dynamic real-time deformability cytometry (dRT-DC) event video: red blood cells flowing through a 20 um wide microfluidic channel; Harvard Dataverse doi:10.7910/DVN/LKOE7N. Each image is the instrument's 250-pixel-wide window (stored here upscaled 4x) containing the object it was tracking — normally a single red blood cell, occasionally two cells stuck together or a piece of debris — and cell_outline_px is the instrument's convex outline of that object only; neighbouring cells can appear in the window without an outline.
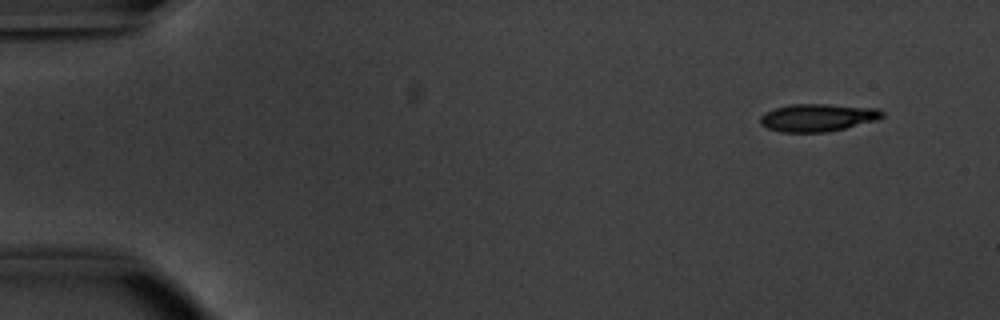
{"species": "common noctule bat (a hibernating species)", "species_latin": "Nyctalus noctula", "temperature_condition": "warm", "stored_images_in_passage": 49, "camera_frame_rate_fps": 3000, "um_per_image_px": 0.085, "animal": {"sex": "male", "body_mass_g": 20.1, "forearm_length_mm": 53.5}, "frame": {"image": 1, "passage_image": 1, "time_ms": 0.0, "image_size_px": [1000, 320], "cell_outline_px": [[884, 116], [876, 120], [828, 132], [780, 132], [768, 128], [760, 124], [760, 116], [764, 112], [776, 108], [792, 104], [828, 104], [880, 108], [884, 112]], "centroid_in_image_um": [69.51, 9.99], "position_along_channel_um": 15.5, "area_um2": 19.71}}
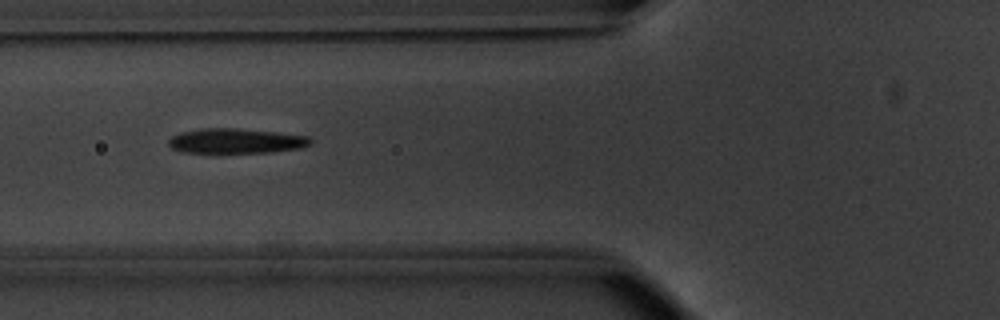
{"frame": {"image": 2, "passage_image": 17, "time_ms": 5.333, "image_size_px": [1000, 320], "cell_outline_px": [[312, 144], [300, 148], [272, 152], [184, 152], [172, 148], [168, 144], [168, 140], [172, 136], [180, 132], [200, 128], [236, 128], [280, 132], [308, 136], [312, 140]], "centroid_in_image_um": [20.08, 11.96], "position_along_channel_um": 105.7, "area_um2": 20.63}}
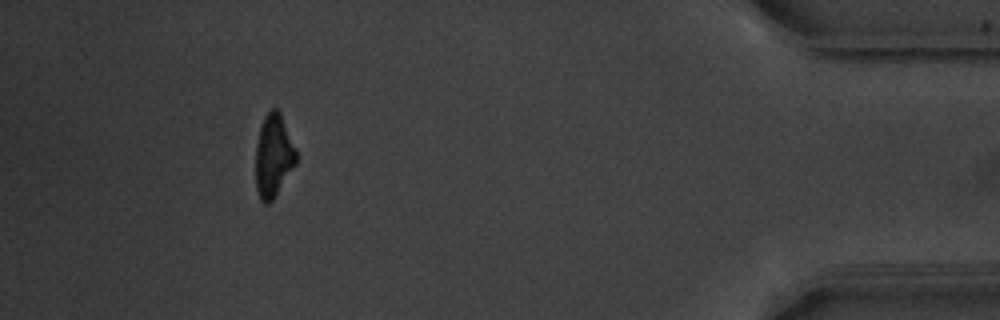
{"frame": {"image": 3, "passage_image": 45, "time_ms": 14.667, "image_size_px": [1000, 320], "cell_outline_px": [[296, 164], [272, 200], [268, 204], [264, 204], [260, 200], [256, 188], [256, 144], [260, 128], [264, 116], [272, 108], [276, 108], [280, 112], [296, 152]], "centroid_in_image_um": [23.22, 13.26], "position_along_channel_um": 412.0, "area_um2": 19.25}, "authors_computed_cell_mechanics": {"area_um2": 20.808, "velocity_mm_per_s": 3.8606, "shape_relaxation_time_tau1_ms": 3.6442, "shape_relaxation_time_tau2_ms": 4.0647, "deformation_change_tau1": 0.1657, "deformation_change_tau2": 0.1312}}